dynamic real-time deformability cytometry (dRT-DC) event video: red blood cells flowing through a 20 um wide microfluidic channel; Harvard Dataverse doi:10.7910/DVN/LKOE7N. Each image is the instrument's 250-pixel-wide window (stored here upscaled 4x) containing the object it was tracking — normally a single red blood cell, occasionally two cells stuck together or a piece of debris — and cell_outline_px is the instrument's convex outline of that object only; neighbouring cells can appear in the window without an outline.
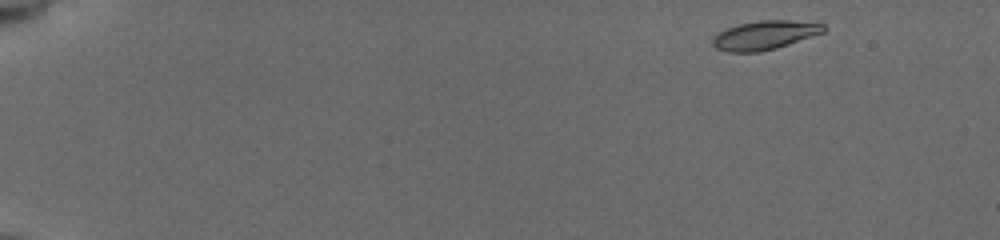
{"species": "common noctule bat (a hibernating species)", "species_latin": "Nyctalus noctula", "temperature_condition": "cold", "stored_images_in_passage": 51, "camera_frame_rate_fps": 3000, "um_per_image_px": 0.085, "animal": {"sex": "female", "body_mass_g": 19.5, "forearm_length_mm": 54.1}, "frame": {"image": 1, "passage_image": 1, "time_ms": 0.0, "image_size_px": [1000, 240], "cell_outline_px": [[828, 28], [824, 32], [776, 48], [760, 52], [728, 52], [716, 48], [712, 44], [712, 36], [736, 24], [760, 20], [788, 20], [824, 24]], "centroid_in_image_um": [64.98, 2.99], "position_along_channel_um": 20.0, "area_um2": 18.67}}
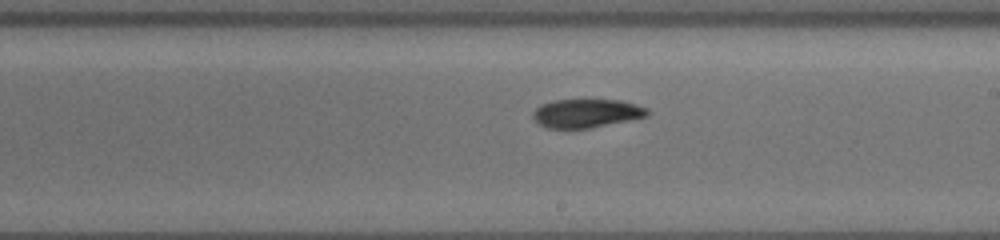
{"frame": {"image": 2, "passage_image": 30, "time_ms": 9.667, "image_size_px": [1000, 240], "cell_outline_px": [[648, 116], [592, 128], [548, 128], [540, 124], [532, 116], [532, 112], [540, 104], [556, 100], [616, 100], [648, 108]], "centroid_in_image_um": [49.82, 9.63], "position_along_channel_um": 239.2, "area_um2": 18.84}}
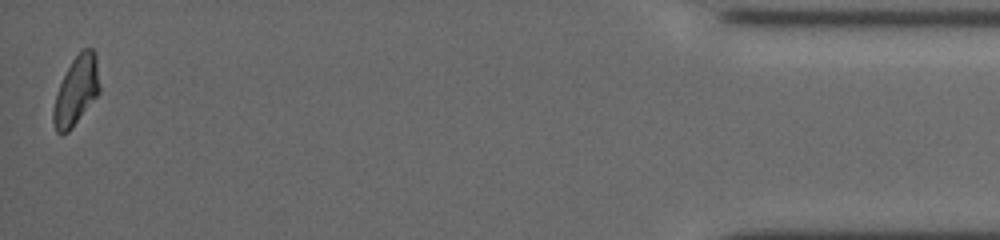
{"frame": {"image": 3, "passage_image": 51, "time_ms": 16.667, "image_size_px": [1000, 240], "cell_outline_px": [[100, 92], [72, 128], [68, 132], [60, 136], [56, 132], [52, 120], [52, 108], [60, 84], [72, 60], [84, 48], [92, 48], [96, 52], [100, 88]], "centroid_in_image_um": [6.48, 7.74], "position_along_channel_um": 428.7, "area_um2": 18.55}, "authors_computed_cell_mechanics": {"area_um2": 18.9006, "velocity_mm_per_s": 3.748, "shape_relaxation_time_tau1_ms": null, "shape_relaxation_time_tau2_ms": 4.5764, "deformation_change_tau1": null, "deformation_change_tau2": 0.0931}}